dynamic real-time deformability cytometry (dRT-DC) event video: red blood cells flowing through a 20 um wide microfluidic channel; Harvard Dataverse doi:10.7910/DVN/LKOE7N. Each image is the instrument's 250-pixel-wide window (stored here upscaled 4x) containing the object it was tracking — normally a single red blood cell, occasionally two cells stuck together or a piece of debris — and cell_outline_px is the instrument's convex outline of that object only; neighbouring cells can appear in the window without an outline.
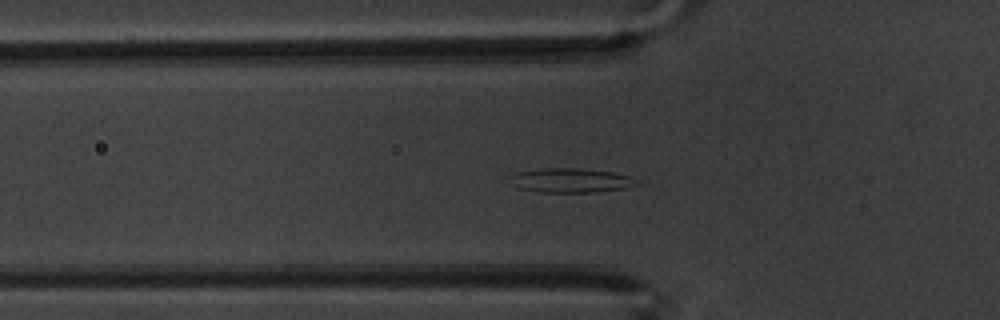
{"species": "common noctule bat (a hibernating species)", "species_latin": "Nyctalus noctula", "temperature_condition": "warm", "stored_images_in_passage": 61, "camera_frame_rate_fps": 3000, "um_per_image_px": 0.085, "animal": {"sex": "male", "body_mass_g": 20.1, "forearm_length_mm": 53.5}, "frame": {"image": 1, "passage_image": 20, "time_ms": 6.333, "image_size_px": [1000, 320], "cell_outline_px": [[640, 184], [624, 188], [596, 192], [540, 192], [516, 188], [508, 176], [516, 172], [544, 168], [576, 168], [612, 172], [628, 176], [636, 180]], "centroid_in_image_um": [48.47, 15.33], "position_along_channel_um": 77.3, "area_um2": 17.92}}
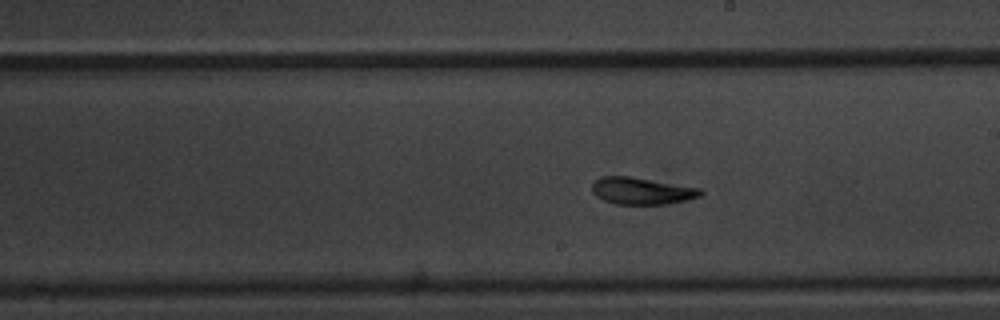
{"frame": {"image": 2, "passage_image": 34, "time_ms": 11.0, "image_size_px": [1000, 320], "cell_outline_px": [[704, 192], [700, 196], [688, 200], [668, 204], [616, 204], [604, 200], [596, 196], [592, 192], [592, 184], [600, 176], [628, 176], [700, 188]], "centroid_in_image_um": [54.54, 16.23], "position_along_channel_um": 234.5, "area_um2": 16.99}}
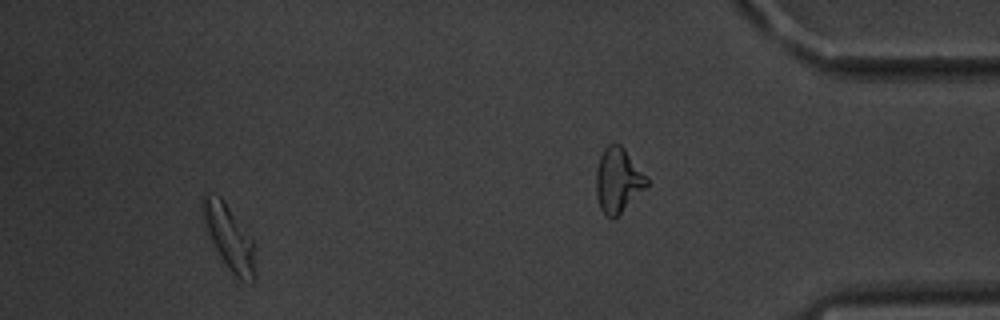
{"frame": {"image": 3, "passage_image": 56, "time_ms": 18.333, "image_size_px": [1000, 320], "cell_outline_px": [[256, 276], [252, 284], [240, 280], [232, 276], [220, 256], [204, 228], [200, 220], [200, 200], [208, 192], [220, 196], [224, 200], [252, 240], [256, 272]], "centroid_in_image_um": [19.42, 20.18], "position_along_channel_um": 415.8, "area_um2": 20.35}, "authors_computed_cell_mechanics": {"area_um2": 18.2648, "velocity_mm_per_s": 3.3598, "shape_relaxation_time_tau1_ms": 5.4076, "shape_relaxation_time_tau2_ms": 2.3405, "deformation_change_tau1": 0.1744, "deformation_change_tau2": 0.0884}}